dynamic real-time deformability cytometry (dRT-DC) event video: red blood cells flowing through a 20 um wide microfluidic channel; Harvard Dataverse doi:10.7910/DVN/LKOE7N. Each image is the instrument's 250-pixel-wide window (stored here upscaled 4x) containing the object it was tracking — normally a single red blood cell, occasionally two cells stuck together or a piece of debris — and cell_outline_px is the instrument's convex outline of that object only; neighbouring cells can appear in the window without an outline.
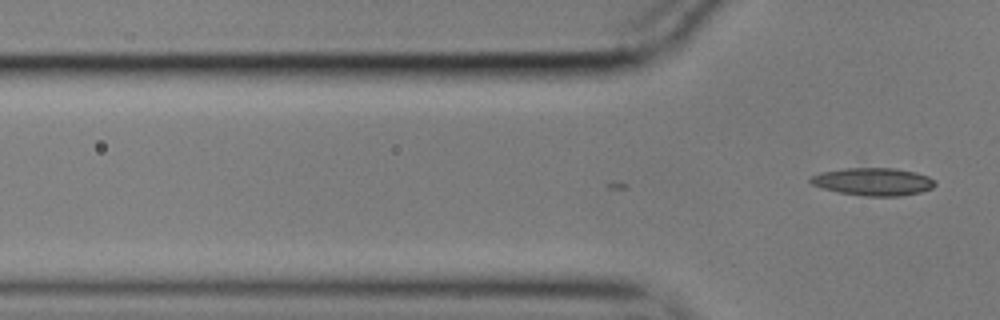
{"species": "common noctule bat (a hibernating species)", "species_latin": "Nyctalus noctula", "temperature_condition": "cold", "stored_images_in_passage": 3, "camera_frame_rate_fps": 3000, "um_per_image_px": 0.085, "animal": {"sex": "male", "body_mass_g": 17.9}, "frame": {"image": 1, "passage_image": 3, "time_ms": 0.667, "image_size_px": [1000, 320], "cell_outline_px": [[936, 184], [932, 188], [920, 192], [900, 196], [864, 196], [840, 192], [824, 188], [812, 184], [808, 180], [812, 176], [820, 172], [844, 168], [892, 168], [916, 172], [928, 176], [936, 180]], "centroid_in_image_um": [74.25, 15.43], "position_along_channel_um": 51.6, "area_um2": 20.06}}